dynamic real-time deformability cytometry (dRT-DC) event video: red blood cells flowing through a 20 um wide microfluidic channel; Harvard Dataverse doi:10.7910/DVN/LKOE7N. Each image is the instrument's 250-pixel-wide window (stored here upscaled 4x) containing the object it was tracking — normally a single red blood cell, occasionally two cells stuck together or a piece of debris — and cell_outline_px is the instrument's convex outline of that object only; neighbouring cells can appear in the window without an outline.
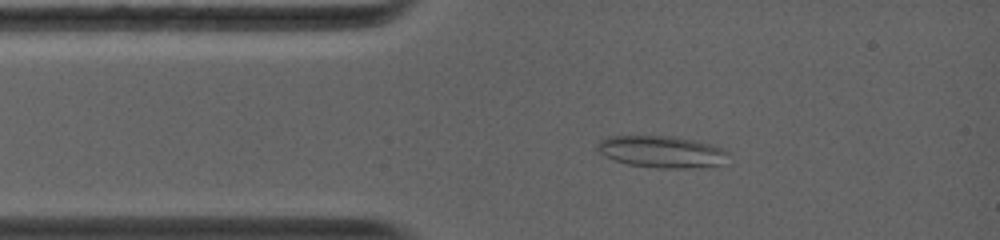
{"species": "common noctule bat (a hibernating species)", "species_latin": "Nyctalus noctula", "temperature_condition": "warm", "stored_images_in_passage": 32, "camera_frame_rate_fps": 5000, "um_per_image_px": 0.085, "animal": {"sex": "female", "body_mass_g": 19.0, "forearm_length_mm": 56.7}, "frame": {"image": 1, "passage_image": 4, "time_ms": 1.2, "image_size_px": [1000, 240], "cell_outline_px": [[728, 152], [720, 164], [680, 168], [660, 168], [628, 164], [604, 156], [596, 148], [596, 144], [600, 140], [608, 136], [676, 136], [696, 140], [712, 144]], "centroid_in_image_um": [56.17, 12.87], "position_along_channel_um": 28.8, "area_um2": 23.93}}
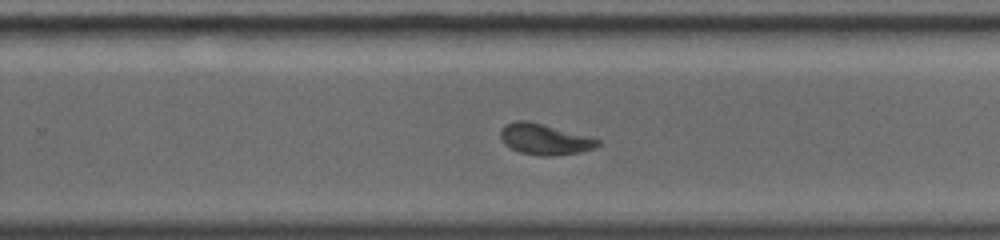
{"frame": {"image": 2, "passage_image": 20, "time_ms": 7.6, "image_size_px": [1000, 240], "cell_outline_px": [[600, 144], [596, 148], [580, 152], [552, 156], [544, 156], [520, 152], [504, 144], [500, 140], [500, 132], [508, 124], [516, 120], [528, 120], [596, 136], [600, 140]], "centroid_in_image_um": [46.39, 11.82], "position_along_channel_um": 283.4, "area_um2": 17.92}}
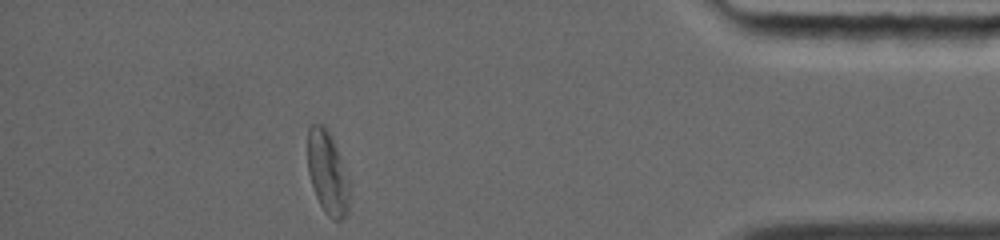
{"frame": {"image": 3, "passage_image": 32, "time_ms": 11.6, "image_size_px": [1000, 240], "cell_outline_px": [[348, 212], [340, 220], [332, 220], [324, 212], [316, 196], [308, 172], [308, 128], [312, 124], [320, 124], [328, 132], [336, 148], [348, 176]], "centroid_in_image_um": [27.83, 14.72], "position_along_channel_um": 407.4, "area_um2": 19.77}, "authors_computed_cell_mechanics": {"area_um2": 18.0047, "velocity_mm_per_s": 4.2354, "shape_relaxation_time_tau1_ms": null, "shape_relaxation_time_tau2_ms": 2.1844, "deformation_change_tau1": null, "deformation_change_tau2": 0.065}}